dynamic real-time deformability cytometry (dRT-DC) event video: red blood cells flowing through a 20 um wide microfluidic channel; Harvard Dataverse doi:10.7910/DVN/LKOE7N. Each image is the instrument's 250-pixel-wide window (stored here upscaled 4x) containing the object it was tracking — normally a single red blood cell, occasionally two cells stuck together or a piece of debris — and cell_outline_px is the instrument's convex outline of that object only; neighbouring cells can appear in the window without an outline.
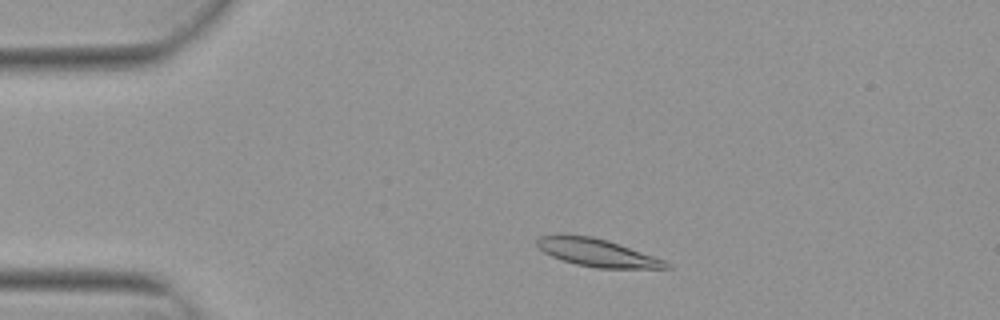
{"species": "Egyptian fruit bat (a non-hibernating species)", "species_latin": "Rousettus aegyptiacus", "temperature_condition": "warm", "stored_images_in_passage": 48, "camera_frame_rate_fps": 3000, "um_per_image_px": 0.085, "animal": {"sex": "female"}, "frame": {"image": 1, "passage_image": 6, "time_ms": 1.667, "image_size_px": [1000, 320], "cell_outline_px": [[672, 268], [596, 268], [576, 264], [560, 260], [544, 252], [536, 244], [536, 240], [540, 236], [564, 232], [592, 236], [608, 240], [664, 260], [672, 264]], "centroid_in_image_um": [50.7, 21.45], "position_along_channel_um": 34.3, "area_um2": 21.21}}
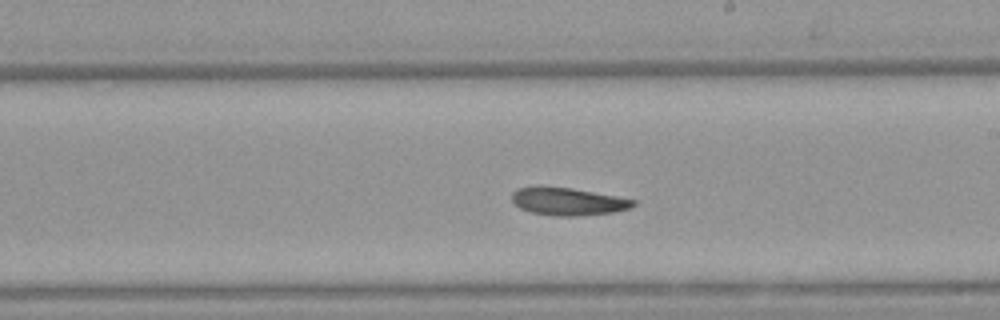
{"frame": {"image": 2, "passage_image": 26, "time_ms": 8.333, "image_size_px": [1000, 320], "cell_outline_px": [[636, 204], [632, 208], [616, 212], [580, 216], [552, 216], [532, 212], [520, 208], [512, 200], [512, 192], [516, 188], [572, 188], [616, 196], [636, 200]], "centroid_in_image_um": [48.35, 17.16], "position_along_channel_um": 240.6, "area_um2": 19.31}}
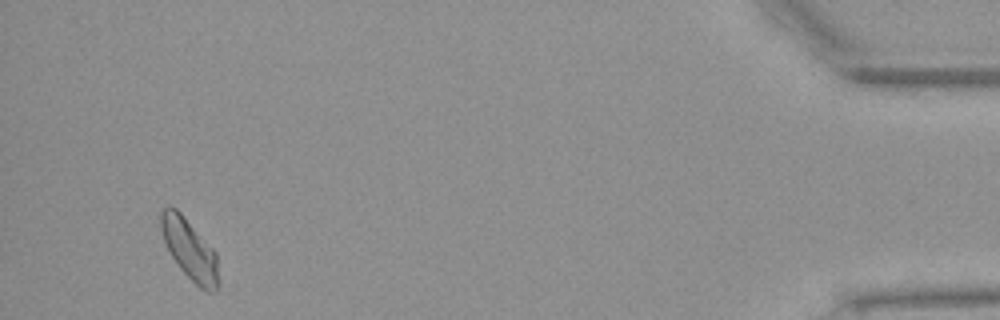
{"frame": {"image": 3, "passage_image": 46, "time_ms": 15.0, "image_size_px": [1000, 320], "cell_outline_px": [[216, 292], [204, 292], [180, 268], [172, 256], [164, 240], [160, 228], [160, 212], [168, 204], [176, 208], [184, 216], [216, 252]], "centroid_in_image_um": [16.07, 21.15], "position_along_channel_um": 419.1, "area_um2": 19.83}, "authors_computed_cell_mechanics": {"area_um2": 20.23, "velocity_mm_per_s": 3.8046, "shape_relaxation_time_tau1_ms": 10.2532, "shape_relaxation_time_tau2_ms": 8.7178, "deformation_change_tau1": 0.2075, "deformation_change_tau2": 0.1686}}